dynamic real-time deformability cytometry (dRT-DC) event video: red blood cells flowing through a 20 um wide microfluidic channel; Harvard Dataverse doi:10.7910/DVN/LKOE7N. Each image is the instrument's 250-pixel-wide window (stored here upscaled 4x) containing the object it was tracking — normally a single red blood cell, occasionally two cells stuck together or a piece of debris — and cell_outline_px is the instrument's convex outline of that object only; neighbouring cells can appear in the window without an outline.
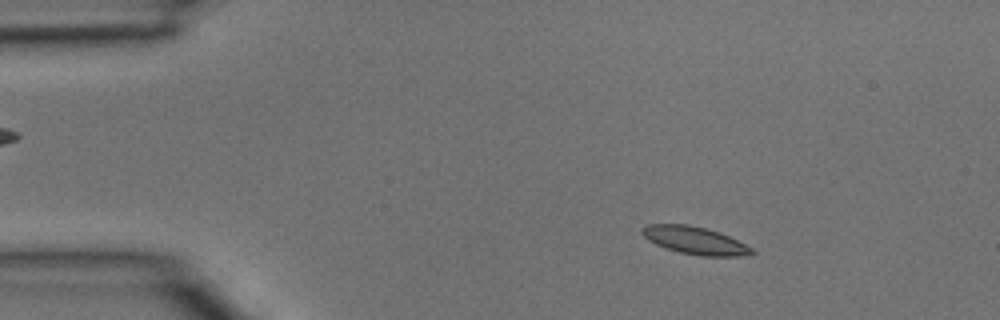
{"species": "common noctule bat (a hibernating species)", "species_latin": "Nyctalus noctula", "temperature_condition": "room temperature", "stored_images_in_passage": 3, "camera_frame_rate_fps": 3000, "um_per_image_px": 0.085, "animal": {"sex": "male", "body_mass_g": 15.6}, "frame": {"image": 1, "passage_image": 1, "time_ms": 0.0, "image_size_px": [1000, 320], "cell_outline_px": [[756, 252], [740, 256], [700, 256], [680, 252], [656, 244], [648, 240], [640, 232], [640, 228], [648, 224], [688, 224], [720, 232], [752, 248]], "centroid_in_image_um": [59.03, 20.43], "position_along_channel_um": 26.0, "area_um2": 17.46}}
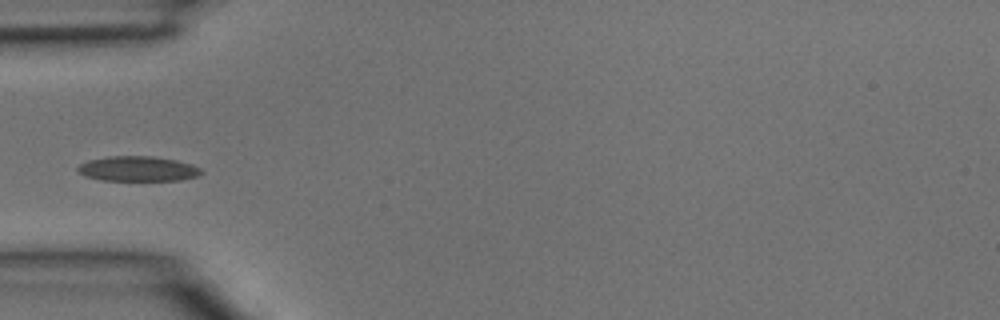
{"frame": {"image": 2, "passage_image": 3, "time_ms": 0.667, "image_size_px": [1000, 320], "cell_outline_px": [[204, 172], [200, 176], [180, 180], [100, 180], [84, 176], [76, 168], [80, 164], [88, 160], [108, 156], [152, 156], [176, 160], [192, 164], [200, 168]], "centroid_in_image_um": [11.74, 14.34], "position_along_channel_um": 73.3, "area_um2": 18.09}}